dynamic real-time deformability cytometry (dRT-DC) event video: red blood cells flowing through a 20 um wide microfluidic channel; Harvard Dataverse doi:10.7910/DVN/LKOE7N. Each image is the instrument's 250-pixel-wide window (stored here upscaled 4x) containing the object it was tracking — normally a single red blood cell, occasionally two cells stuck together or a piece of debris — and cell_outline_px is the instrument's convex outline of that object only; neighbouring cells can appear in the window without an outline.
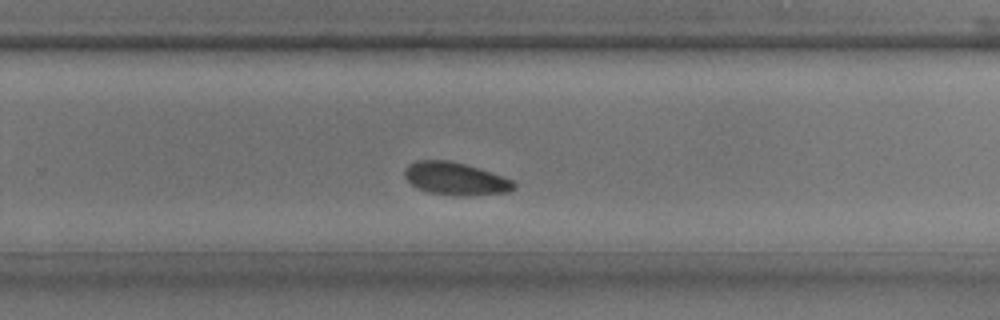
{"species": "common noctule bat (a hibernating species)", "species_latin": "Nyctalus noctula", "temperature_condition": "room temperature", "stored_images_in_passage": 34, "camera_frame_rate_fps": 3000, "um_per_image_px": 0.085, "animal": {"sex": "male", "body_mass_g": 17.9, "forearm_length_mm": 54.2}, "frame": {"image": 1, "passage_image": 20, "time_ms": 6.333, "image_size_px": [1000, 320], "cell_outline_px": [[516, 188], [508, 192], [428, 192], [412, 184], [404, 176], [404, 168], [408, 164], [416, 160], [448, 160], [464, 164], [504, 176], [512, 180], [516, 184]], "centroid_in_image_um": [38.66, 15.1], "position_along_channel_um": 291.1, "area_um2": 19.54}}
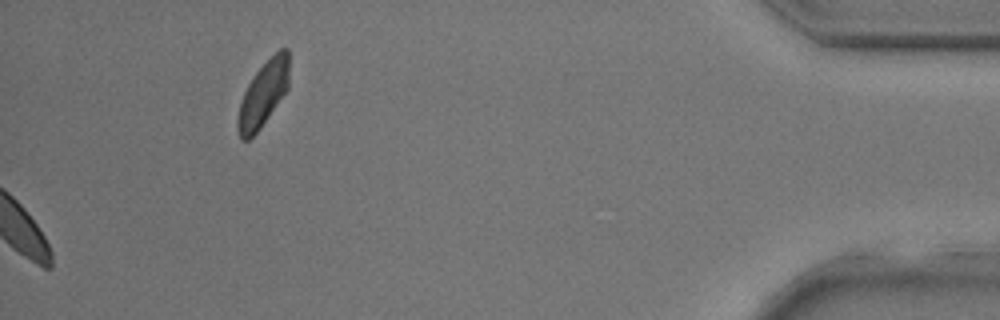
{"frame": {"image": 2, "passage_image": 34, "time_ms": 11.0, "image_size_px": [1000, 320], "cell_outline_px": [[288, 88], [260, 128], [248, 140], [240, 140], [236, 128], [236, 120], [240, 104], [244, 92], [248, 84], [256, 72], [280, 48], [288, 48]], "centroid_in_image_um": [22.34, 8.03], "position_along_channel_um": 412.9, "area_um2": 19.13}}